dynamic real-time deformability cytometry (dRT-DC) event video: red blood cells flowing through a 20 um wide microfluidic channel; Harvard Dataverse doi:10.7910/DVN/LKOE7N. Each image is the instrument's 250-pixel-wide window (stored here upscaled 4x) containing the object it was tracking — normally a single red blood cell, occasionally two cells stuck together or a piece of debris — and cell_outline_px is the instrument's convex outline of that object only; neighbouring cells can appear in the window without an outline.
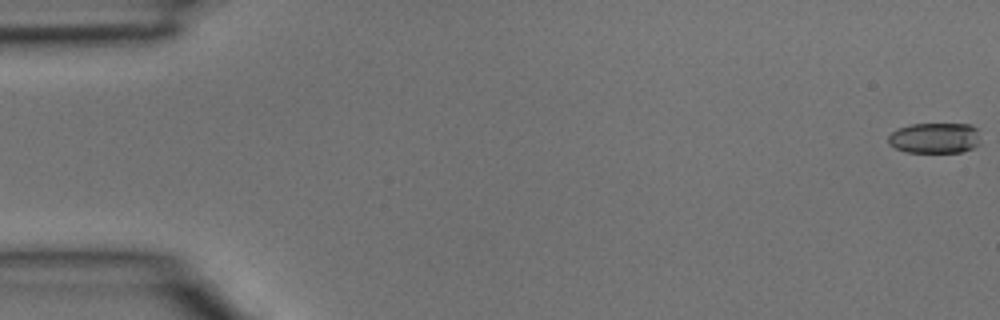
{"species": "common noctule bat (a hibernating species)", "species_latin": "Nyctalus noctula", "temperature_condition": "room temperature", "stored_images_in_passage": 41, "camera_frame_rate_fps": 3000, "um_per_image_px": 0.085, "animal": {"sex": "male", "body_mass_g": 15.6}, "frame": {"image": 1, "passage_image": 1, "time_ms": 0.0, "image_size_px": [1000, 320], "cell_outline_px": [[980, 144], [972, 148], [960, 152], [908, 152], [896, 148], [888, 144], [888, 136], [896, 128], [912, 124], [972, 124], [976, 128], [980, 140]], "centroid_in_image_um": [79.45, 11.72], "position_along_channel_um": 5.5, "area_um2": 16.53}}
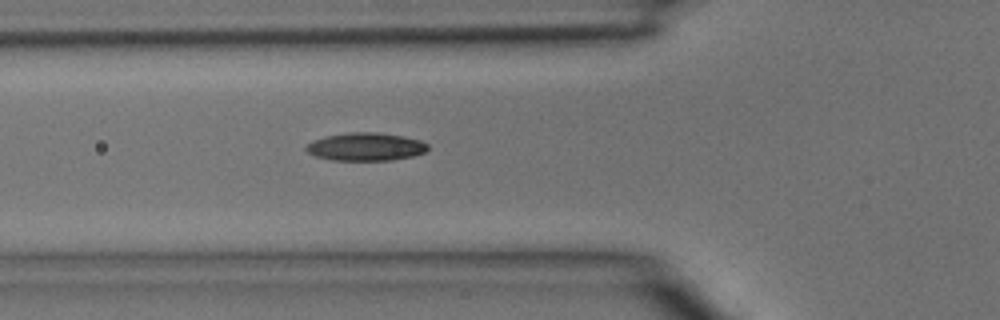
{"frame": {"image": 2, "passage_image": 15, "time_ms": 4.667, "image_size_px": [1000, 320], "cell_outline_px": [[428, 148], [424, 152], [412, 156], [392, 160], [332, 160], [316, 156], [308, 152], [304, 148], [312, 140], [328, 136], [348, 132], [376, 132], [404, 136], [420, 140], [428, 144]], "centroid_in_image_um": [31.09, 12.47], "position_along_channel_um": 94.7, "area_um2": 19.77}}
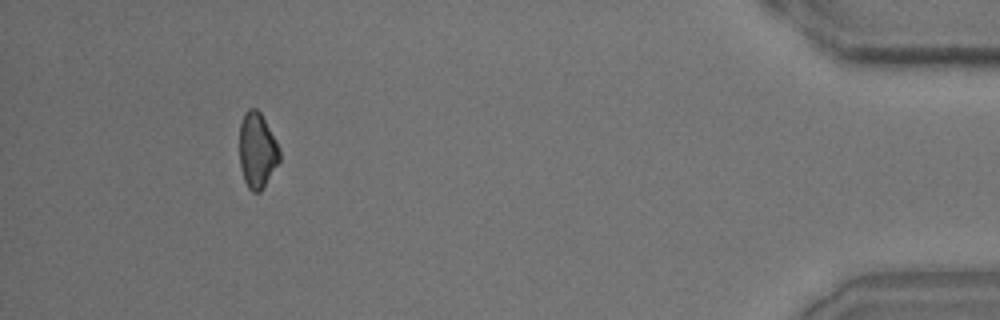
{"frame": {"image": 3, "passage_image": 38, "time_ms": 12.333, "image_size_px": [1000, 320], "cell_outline_px": [[280, 160], [260, 192], [252, 192], [248, 188], [244, 180], [240, 168], [240, 124], [244, 112], [248, 108], [256, 108], [260, 112], [276, 140], [280, 148]], "centroid_in_image_um": [21.85, 12.77], "position_along_channel_um": 413.3, "area_um2": 17.63}}